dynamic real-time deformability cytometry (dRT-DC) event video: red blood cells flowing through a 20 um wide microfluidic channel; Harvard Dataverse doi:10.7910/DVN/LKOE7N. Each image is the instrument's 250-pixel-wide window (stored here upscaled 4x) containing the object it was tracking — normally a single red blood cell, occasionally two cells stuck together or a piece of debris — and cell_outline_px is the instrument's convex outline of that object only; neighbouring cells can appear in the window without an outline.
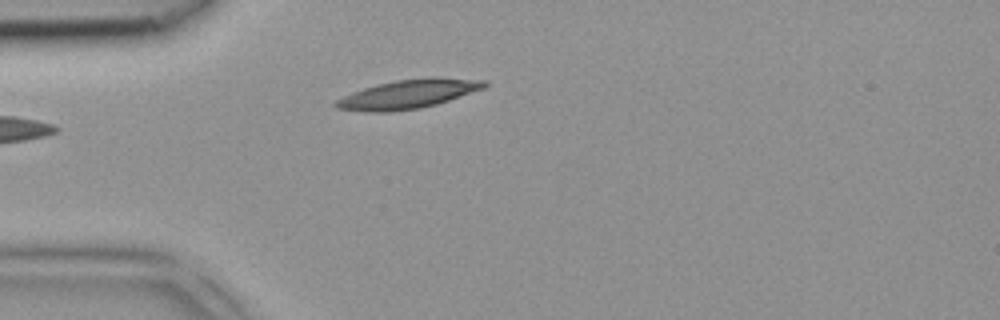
{"species": "common noctule bat (a hibernating species)", "species_latin": "Nyctalus noctula", "temperature_condition": "room temperature", "stored_images_in_passage": 1, "camera_frame_rate_fps": 3000, "um_per_image_px": 0.085, "animal": {"sex": "female", "body_mass_g": 18.4}, "frame": {"image": 1, "passage_image": 1, "time_ms": 0.0, "image_size_px": [1000, 320], "cell_outline_px": [[488, 84], [484, 88], [436, 104], [420, 108], [392, 112], [364, 112], [336, 108], [332, 104], [336, 100], [352, 92], [376, 84], [396, 80], [432, 76], [436, 76], [488, 80]], "centroid_in_image_um": [34.7, 7.99], "position_along_channel_um": 50.3, "area_um2": 25.32}}